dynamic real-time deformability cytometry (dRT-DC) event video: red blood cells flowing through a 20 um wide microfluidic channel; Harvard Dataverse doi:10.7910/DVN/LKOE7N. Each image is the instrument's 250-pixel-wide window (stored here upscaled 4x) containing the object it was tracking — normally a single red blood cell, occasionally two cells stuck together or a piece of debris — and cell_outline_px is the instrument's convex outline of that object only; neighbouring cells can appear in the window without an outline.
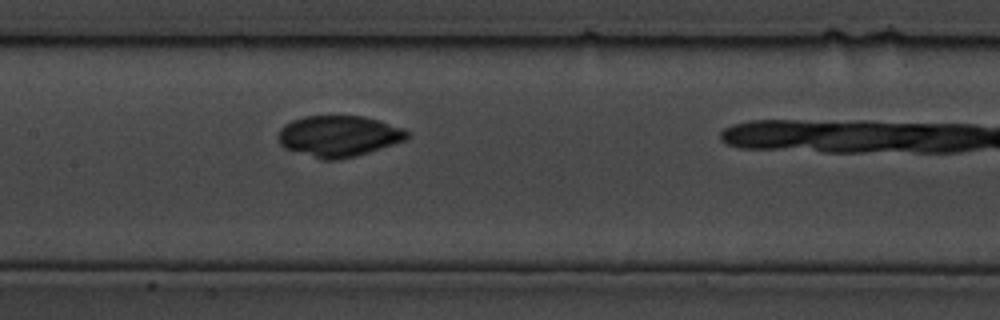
{"species": "common noctule bat (a hibernating species)", "species_latin": "Nyctalus noctula", "temperature_condition": "cold", "stored_images_in_passage": 10, "camera_frame_rate_fps": 3000, "um_per_image_px": 0.085, "animal": {"sex": "male", "body_mass_g": 19.5, "forearm_length_mm": 54.6}, "frame": {"image": 1, "passage_image": 10, "time_ms": 3.0, "image_size_px": [1000, 320], "cell_outline_px": [[412, 136], [404, 140], [356, 156], [340, 160], [320, 160], [284, 148], [280, 144], [276, 136], [280, 128], [284, 124], [292, 120], [304, 116], [364, 116], [404, 128], [412, 132]], "centroid_in_image_um": [28.77, 11.57], "position_along_channel_um": 178.6, "area_um2": 31.21}}